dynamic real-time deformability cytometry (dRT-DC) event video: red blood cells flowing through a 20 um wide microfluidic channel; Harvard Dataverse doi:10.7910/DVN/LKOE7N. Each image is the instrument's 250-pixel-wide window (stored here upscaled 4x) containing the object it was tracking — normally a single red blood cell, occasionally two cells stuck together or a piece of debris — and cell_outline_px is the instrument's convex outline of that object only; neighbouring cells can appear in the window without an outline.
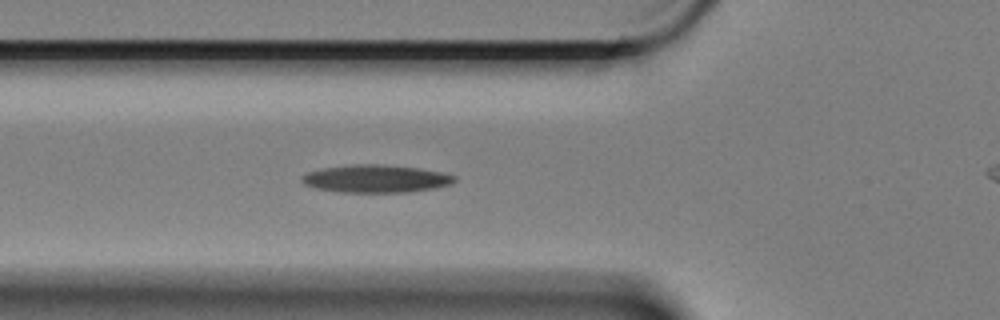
{"species": "Egyptian fruit bat (a non-hibernating species)", "species_latin": "Rousettus aegyptiacus", "temperature_condition": "cold", "stored_images_in_passage": 5, "camera_frame_rate_fps": 3000, "um_per_image_px": 0.085, "animal": {"sex": "female"}, "frame": {"image": 1, "passage_image": 5, "time_ms": 1.333, "image_size_px": [1000, 320], "cell_outline_px": [[456, 180], [452, 184], [436, 188], [408, 192], [340, 192], [316, 188], [304, 184], [300, 180], [300, 176], [308, 172], [324, 168], [356, 164], [376, 164], [420, 168], [444, 172], [456, 176]], "centroid_in_image_um": [31.98, 15.19], "position_along_channel_um": 93.8, "area_um2": 24.74}}